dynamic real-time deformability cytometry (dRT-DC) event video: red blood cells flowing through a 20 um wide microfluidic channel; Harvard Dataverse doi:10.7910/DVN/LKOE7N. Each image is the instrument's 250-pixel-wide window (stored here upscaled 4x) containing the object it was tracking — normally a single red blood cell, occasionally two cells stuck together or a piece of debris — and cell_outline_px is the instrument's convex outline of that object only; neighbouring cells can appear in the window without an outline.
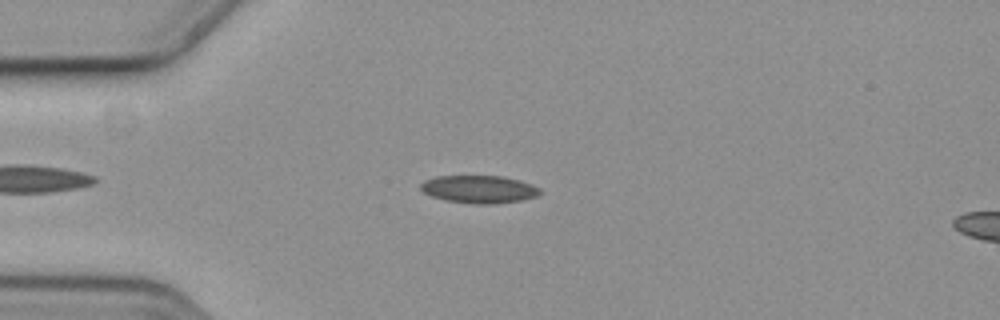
{"species": "common noctule bat (a hibernating species)", "species_latin": "Nyctalus noctula", "temperature_condition": "cold", "stored_images_in_passage": 48, "camera_frame_rate_fps": 3000, "um_per_image_px": 0.085, "animal": {"sex": "female", "body_mass_g": 19.3, "forearm_length_mm": 54.1}, "frame": {"image": 1, "passage_image": 6, "time_ms": 1.667, "image_size_px": [1000, 320], "cell_outline_px": [[544, 192], [536, 196], [520, 200], [496, 204], [476, 204], [444, 200], [432, 196], [424, 192], [420, 188], [420, 184], [424, 180], [436, 176], [504, 176], [520, 180], [532, 184], [540, 188]], "centroid_in_image_um": [40.74, 16.08], "position_along_channel_um": 44.3, "area_um2": 19.42}}
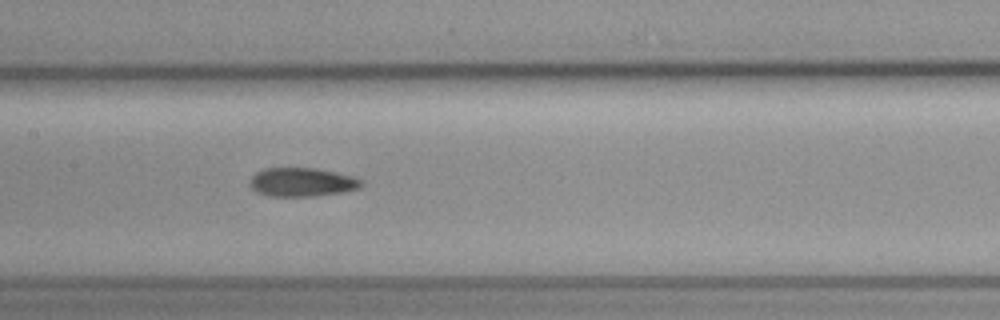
{"frame": {"image": 2, "passage_image": 19, "time_ms": 6.0, "image_size_px": [1000, 320], "cell_outline_px": [[364, 184], [360, 188], [340, 192], [316, 196], [268, 196], [256, 192], [248, 184], [248, 180], [256, 172], [264, 168], [316, 168], [352, 176], [360, 180]], "centroid_in_image_um": [25.61, 15.48], "position_along_channel_um": 181.8, "area_um2": 18.73}}
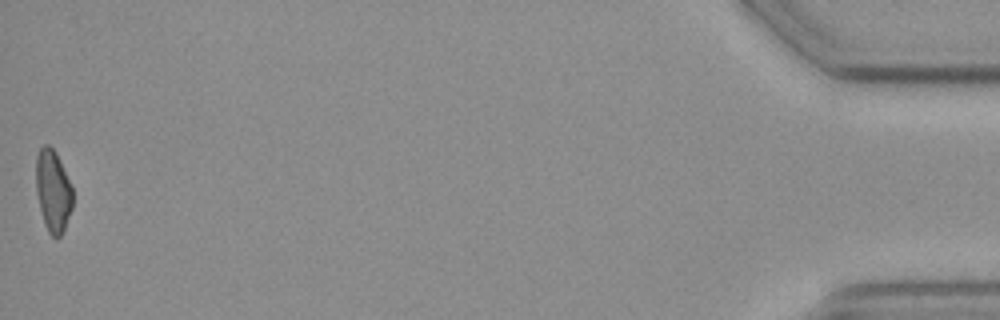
{"frame": {"image": 3, "passage_image": 48, "time_ms": 15.667, "image_size_px": [1000, 320], "cell_outline_px": [[72, 208], [64, 228], [60, 236], [56, 240], [48, 232], [44, 224], [36, 192], [36, 156], [40, 148], [44, 144], [48, 144], [56, 152], [72, 188]], "centroid_in_image_um": [4.49, 16.23], "position_along_channel_um": 430.7, "area_um2": 17.46}}